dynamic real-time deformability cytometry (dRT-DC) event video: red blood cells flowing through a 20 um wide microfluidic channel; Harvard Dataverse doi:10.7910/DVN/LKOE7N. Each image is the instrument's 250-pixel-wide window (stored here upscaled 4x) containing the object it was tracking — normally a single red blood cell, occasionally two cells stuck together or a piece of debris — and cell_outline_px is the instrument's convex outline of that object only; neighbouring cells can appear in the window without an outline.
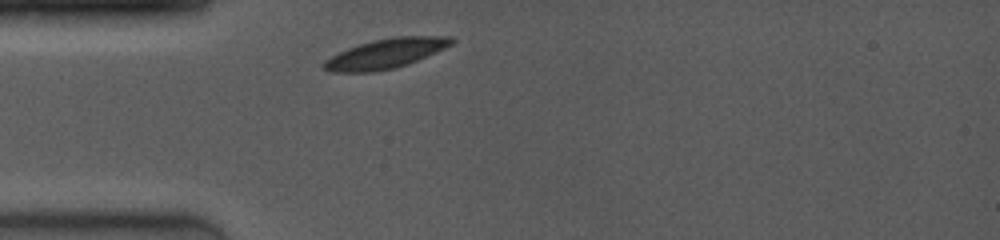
{"species": "common noctule bat (a hibernating species)", "species_latin": "Nyctalus noctula", "temperature_condition": "room temperature", "stored_images_in_passage": 1, "camera_frame_rate_fps": 4000, "um_per_image_px": 0.085, "animal": {"sex": "female", "body_mass_g": 19.0, "forearm_length_mm": 53.3}, "frame": {"image": 1, "passage_image": 1, "time_ms": 0.0, "image_size_px": [1000, 240], "cell_outline_px": [[456, 40], [452, 44], [436, 52], [408, 64], [396, 68], [372, 72], [328, 72], [320, 68], [324, 60], [348, 48], [372, 40], [396, 36], [452, 36]], "centroid_in_image_um": [32.77, 4.56], "position_along_channel_um": 52.2, "area_um2": 22.2}}